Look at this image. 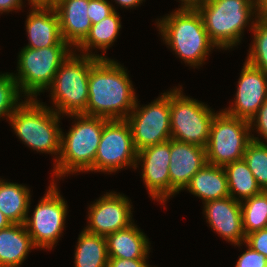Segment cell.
<instances>
[{
  "label": "cell",
  "instance_id": "obj_37",
  "mask_svg": "<svg viewBox=\"0 0 267 267\" xmlns=\"http://www.w3.org/2000/svg\"><path fill=\"white\" fill-rule=\"evenodd\" d=\"M180 9H197L203 5L207 0H180Z\"/></svg>",
  "mask_w": 267,
  "mask_h": 267
},
{
  "label": "cell",
  "instance_id": "obj_1",
  "mask_svg": "<svg viewBox=\"0 0 267 267\" xmlns=\"http://www.w3.org/2000/svg\"><path fill=\"white\" fill-rule=\"evenodd\" d=\"M137 101L127 70L110 58H99L88 79V104L84 115L109 120L126 119Z\"/></svg>",
  "mask_w": 267,
  "mask_h": 267
},
{
  "label": "cell",
  "instance_id": "obj_39",
  "mask_svg": "<svg viewBox=\"0 0 267 267\" xmlns=\"http://www.w3.org/2000/svg\"><path fill=\"white\" fill-rule=\"evenodd\" d=\"M257 14L260 17H267V0H256Z\"/></svg>",
  "mask_w": 267,
  "mask_h": 267
},
{
  "label": "cell",
  "instance_id": "obj_16",
  "mask_svg": "<svg viewBox=\"0 0 267 267\" xmlns=\"http://www.w3.org/2000/svg\"><path fill=\"white\" fill-rule=\"evenodd\" d=\"M204 204L203 213L211 229L234 246L245 243L242 227L241 204L232 197L210 200Z\"/></svg>",
  "mask_w": 267,
  "mask_h": 267
},
{
  "label": "cell",
  "instance_id": "obj_32",
  "mask_svg": "<svg viewBox=\"0 0 267 267\" xmlns=\"http://www.w3.org/2000/svg\"><path fill=\"white\" fill-rule=\"evenodd\" d=\"M249 123L251 127L250 129H252L253 131L254 129H257V133L260 135L261 138L263 137L265 141L259 137H254V134H252V132L251 139L257 142L267 144V99L263 102L261 107L258 109L257 114L249 121Z\"/></svg>",
  "mask_w": 267,
  "mask_h": 267
},
{
  "label": "cell",
  "instance_id": "obj_28",
  "mask_svg": "<svg viewBox=\"0 0 267 267\" xmlns=\"http://www.w3.org/2000/svg\"><path fill=\"white\" fill-rule=\"evenodd\" d=\"M250 26L254 38L245 61L267 73V17L258 16Z\"/></svg>",
  "mask_w": 267,
  "mask_h": 267
},
{
  "label": "cell",
  "instance_id": "obj_4",
  "mask_svg": "<svg viewBox=\"0 0 267 267\" xmlns=\"http://www.w3.org/2000/svg\"><path fill=\"white\" fill-rule=\"evenodd\" d=\"M60 115L35 98H26L10 116L15 134L29 148L55 155L57 162L61 152Z\"/></svg>",
  "mask_w": 267,
  "mask_h": 267
},
{
  "label": "cell",
  "instance_id": "obj_34",
  "mask_svg": "<svg viewBox=\"0 0 267 267\" xmlns=\"http://www.w3.org/2000/svg\"><path fill=\"white\" fill-rule=\"evenodd\" d=\"M245 243L267 258V228L248 234Z\"/></svg>",
  "mask_w": 267,
  "mask_h": 267
},
{
  "label": "cell",
  "instance_id": "obj_2",
  "mask_svg": "<svg viewBox=\"0 0 267 267\" xmlns=\"http://www.w3.org/2000/svg\"><path fill=\"white\" fill-rule=\"evenodd\" d=\"M156 25L167 47L191 67H200L216 47L197 9L178 8L158 19Z\"/></svg>",
  "mask_w": 267,
  "mask_h": 267
},
{
  "label": "cell",
  "instance_id": "obj_18",
  "mask_svg": "<svg viewBox=\"0 0 267 267\" xmlns=\"http://www.w3.org/2000/svg\"><path fill=\"white\" fill-rule=\"evenodd\" d=\"M25 26L29 41L24 46L26 48L69 45L62 38L59 16L54 6H31Z\"/></svg>",
  "mask_w": 267,
  "mask_h": 267
},
{
  "label": "cell",
  "instance_id": "obj_24",
  "mask_svg": "<svg viewBox=\"0 0 267 267\" xmlns=\"http://www.w3.org/2000/svg\"><path fill=\"white\" fill-rule=\"evenodd\" d=\"M121 27L122 25L119 13H117V10H115L111 15L102 19L97 24H92L88 35L75 48V51L76 49L77 51H82L80 52L82 55L95 56L97 58H107V56H101L99 54H95V52L93 54L91 51L97 48L106 52V50L112 46L117 39Z\"/></svg>",
  "mask_w": 267,
  "mask_h": 267
},
{
  "label": "cell",
  "instance_id": "obj_12",
  "mask_svg": "<svg viewBox=\"0 0 267 267\" xmlns=\"http://www.w3.org/2000/svg\"><path fill=\"white\" fill-rule=\"evenodd\" d=\"M137 151L126 119L108 120L95 155L94 172L110 174L125 167L136 168Z\"/></svg>",
  "mask_w": 267,
  "mask_h": 267
},
{
  "label": "cell",
  "instance_id": "obj_20",
  "mask_svg": "<svg viewBox=\"0 0 267 267\" xmlns=\"http://www.w3.org/2000/svg\"><path fill=\"white\" fill-rule=\"evenodd\" d=\"M108 258L148 259L150 242L135 225L106 236Z\"/></svg>",
  "mask_w": 267,
  "mask_h": 267
},
{
  "label": "cell",
  "instance_id": "obj_6",
  "mask_svg": "<svg viewBox=\"0 0 267 267\" xmlns=\"http://www.w3.org/2000/svg\"><path fill=\"white\" fill-rule=\"evenodd\" d=\"M73 51L60 65L50 90L54 111L61 115L84 114L88 104V79L91 66L99 59Z\"/></svg>",
  "mask_w": 267,
  "mask_h": 267
},
{
  "label": "cell",
  "instance_id": "obj_15",
  "mask_svg": "<svg viewBox=\"0 0 267 267\" xmlns=\"http://www.w3.org/2000/svg\"><path fill=\"white\" fill-rule=\"evenodd\" d=\"M237 85L235 101L223 111L250 121L267 99V73L245 61Z\"/></svg>",
  "mask_w": 267,
  "mask_h": 267
},
{
  "label": "cell",
  "instance_id": "obj_41",
  "mask_svg": "<svg viewBox=\"0 0 267 267\" xmlns=\"http://www.w3.org/2000/svg\"><path fill=\"white\" fill-rule=\"evenodd\" d=\"M11 224L10 220L0 211V230L9 227Z\"/></svg>",
  "mask_w": 267,
  "mask_h": 267
},
{
  "label": "cell",
  "instance_id": "obj_19",
  "mask_svg": "<svg viewBox=\"0 0 267 267\" xmlns=\"http://www.w3.org/2000/svg\"><path fill=\"white\" fill-rule=\"evenodd\" d=\"M88 5L89 0H57L54 5L62 38L73 49L85 39L92 26L87 14Z\"/></svg>",
  "mask_w": 267,
  "mask_h": 267
},
{
  "label": "cell",
  "instance_id": "obj_23",
  "mask_svg": "<svg viewBox=\"0 0 267 267\" xmlns=\"http://www.w3.org/2000/svg\"><path fill=\"white\" fill-rule=\"evenodd\" d=\"M31 194L25 185L0 179V211L12 224H25Z\"/></svg>",
  "mask_w": 267,
  "mask_h": 267
},
{
  "label": "cell",
  "instance_id": "obj_30",
  "mask_svg": "<svg viewBox=\"0 0 267 267\" xmlns=\"http://www.w3.org/2000/svg\"><path fill=\"white\" fill-rule=\"evenodd\" d=\"M22 93L19 90L18 83L14 79L12 73L0 74V118L10 116L23 103L20 97ZM20 100H22L20 102Z\"/></svg>",
  "mask_w": 267,
  "mask_h": 267
},
{
  "label": "cell",
  "instance_id": "obj_9",
  "mask_svg": "<svg viewBox=\"0 0 267 267\" xmlns=\"http://www.w3.org/2000/svg\"><path fill=\"white\" fill-rule=\"evenodd\" d=\"M249 121L221 110L216 112L210 127L206 146L207 163L224 167L242 160L251 139Z\"/></svg>",
  "mask_w": 267,
  "mask_h": 267
},
{
  "label": "cell",
  "instance_id": "obj_14",
  "mask_svg": "<svg viewBox=\"0 0 267 267\" xmlns=\"http://www.w3.org/2000/svg\"><path fill=\"white\" fill-rule=\"evenodd\" d=\"M142 163V180L149 196L164 203L170 199V140L137 152L136 168Z\"/></svg>",
  "mask_w": 267,
  "mask_h": 267
},
{
  "label": "cell",
  "instance_id": "obj_27",
  "mask_svg": "<svg viewBox=\"0 0 267 267\" xmlns=\"http://www.w3.org/2000/svg\"><path fill=\"white\" fill-rule=\"evenodd\" d=\"M241 204L242 227L245 236L267 228V191L245 199Z\"/></svg>",
  "mask_w": 267,
  "mask_h": 267
},
{
  "label": "cell",
  "instance_id": "obj_33",
  "mask_svg": "<svg viewBox=\"0 0 267 267\" xmlns=\"http://www.w3.org/2000/svg\"><path fill=\"white\" fill-rule=\"evenodd\" d=\"M247 250L243 252L236 262L235 267H267V258L262 253L254 251L244 243Z\"/></svg>",
  "mask_w": 267,
  "mask_h": 267
},
{
  "label": "cell",
  "instance_id": "obj_38",
  "mask_svg": "<svg viewBox=\"0 0 267 267\" xmlns=\"http://www.w3.org/2000/svg\"><path fill=\"white\" fill-rule=\"evenodd\" d=\"M116 4H119L120 7L122 6L123 8L131 9L139 6L142 1L144 0H114Z\"/></svg>",
  "mask_w": 267,
  "mask_h": 267
},
{
  "label": "cell",
  "instance_id": "obj_22",
  "mask_svg": "<svg viewBox=\"0 0 267 267\" xmlns=\"http://www.w3.org/2000/svg\"><path fill=\"white\" fill-rule=\"evenodd\" d=\"M205 203L230 196L224 167L206 163L185 188Z\"/></svg>",
  "mask_w": 267,
  "mask_h": 267
},
{
  "label": "cell",
  "instance_id": "obj_21",
  "mask_svg": "<svg viewBox=\"0 0 267 267\" xmlns=\"http://www.w3.org/2000/svg\"><path fill=\"white\" fill-rule=\"evenodd\" d=\"M37 247L25 224H11L0 230V267H20L31 249Z\"/></svg>",
  "mask_w": 267,
  "mask_h": 267
},
{
  "label": "cell",
  "instance_id": "obj_17",
  "mask_svg": "<svg viewBox=\"0 0 267 267\" xmlns=\"http://www.w3.org/2000/svg\"><path fill=\"white\" fill-rule=\"evenodd\" d=\"M206 163L205 148L170 139V197L185 190L193 175Z\"/></svg>",
  "mask_w": 267,
  "mask_h": 267
},
{
  "label": "cell",
  "instance_id": "obj_5",
  "mask_svg": "<svg viewBox=\"0 0 267 267\" xmlns=\"http://www.w3.org/2000/svg\"><path fill=\"white\" fill-rule=\"evenodd\" d=\"M197 10L210 40L225 50L241 43L244 28L258 17L256 0H207Z\"/></svg>",
  "mask_w": 267,
  "mask_h": 267
},
{
  "label": "cell",
  "instance_id": "obj_7",
  "mask_svg": "<svg viewBox=\"0 0 267 267\" xmlns=\"http://www.w3.org/2000/svg\"><path fill=\"white\" fill-rule=\"evenodd\" d=\"M70 45L42 49L23 47L18 54L17 71L12 73L24 98H35L52 84L60 65L73 52ZM27 96V97H26Z\"/></svg>",
  "mask_w": 267,
  "mask_h": 267
},
{
  "label": "cell",
  "instance_id": "obj_36",
  "mask_svg": "<svg viewBox=\"0 0 267 267\" xmlns=\"http://www.w3.org/2000/svg\"><path fill=\"white\" fill-rule=\"evenodd\" d=\"M22 0H0V14L21 9Z\"/></svg>",
  "mask_w": 267,
  "mask_h": 267
},
{
  "label": "cell",
  "instance_id": "obj_3",
  "mask_svg": "<svg viewBox=\"0 0 267 267\" xmlns=\"http://www.w3.org/2000/svg\"><path fill=\"white\" fill-rule=\"evenodd\" d=\"M69 117L76 120L68 133L61 131V152L56 164H53L57 180L66 174L94 171L103 126L109 120L84 114H72Z\"/></svg>",
  "mask_w": 267,
  "mask_h": 267
},
{
  "label": "cell",
  "instance_id": "obj_8",
  "mask_svg": "<svg viewBox=\"0 0 267 267\" xmlns=\"http://www.w3.org/2000/svg\"><path fill=\"white\" fill-rule=\"evenodd\" d=\"M182 90H170L171 139L206 148L216 113L207 104L183 95Z\"/></svg>",
  "mask_w": 267,
  "mask_h": 267
},
{
  "label": "cell",
  "instance_id": "obj_29",
  "mask_svg": "<svg viewBox=\"0 0 267 267\" xmlns=\"http://www.w3.org/2000/svg\"><path fill=\"white\" fill-rule=\"evenodd\" d=\"M255 180L267 191V144L251 140L243 156Z\"/></svg>",
  "mask_w": 267,
  "mask_h": 267
},
{
  "label": "cell",
  "instance_id": "obj_31",
  "mask_svg": "<svg viewBox=\"0 0 267 267\" xmlns=\"http://www.w3.org/2000/svg\"><path fill=\"white\" fill-rule=\"evenodd\" d=\"M115 10V7L108 0H89L87 14L91 24H97Z\"/></svg>",
  "mask_w": 267,
  "mask_h": 267
},
{
  "label": "cell",
  "instance_id": "obj_35",
  "mask_svg": "<svg viewBox=\"0 0 267 267\" xmlns=\"http://www.w3.org/2000/svg\"><path fill=\"white\" fill-rule=\"evenodd\" d=\"M147 259L108 258L107 267H150ZM152 267V266H151Z\"/></svg>",
  "mask_w": 267,
  "mask_h": 267
},
{
  "label": "cell",
  "instance_id": "obj_26",
  "mask_svg": "<svg viewBox=\"0 0 267 267\" xmlns=\"http://www.w3.org/2000/svg\"><path fill=\"white\" fill-rule=\"evenodd\" d=\"M224 169L230 197L236 201L242 202L263 191L244 159L229 163Z\"/></svg>",
  "mask_w": 267,
  "mask_h": 267
},
{
  "label": "cell",
  "instance_id": "obj_40",
  "mask_svg": "<svg viewBox=\"0 0 267 267\" xmlns=\"http://www.w3.org/2000/svg\"><path fill=\"white\" fill-rule=\"evenodd\" d=\"M31 6H54L57 0H27Z\"/></svg>",
  "mask_w": 267,
  "mask_h": 267
},
{
  "label": "cell",
  "instance_id": "obj_10",
  "mask_svg": "<svg viewBox=\"0 0 267 267\" xmlns=\"http://www.w3.org/2000/svg\"><path fill=\"white\" fill-rule=\"evenodd\" d=\"M39 201L31 217L27 216L25 226L35 246L42 250L52 249L58 243L65 227L68 205L58 191L55 180ZM44 248V249H43Z\"/></svg>",
  "mask_w": 267,
  "mask_h": 267
},
{
  "label": "cell",
  "instance_id": "obj_11",
  "mask_svg": "<svg viewBox=\"0 0 267 267\" xmlns=\"http://www.w3.org/2000/svg\"><path fill=\"white\" fill-rule=\"evenodd\" d=\"M136 104L128 121L136 151L171 139L170 91L164 92L148 105Z\"/></svg>",
  "mask_w": 267,
  "mask_h": 267
},
{
  "label": "cell",
  "instance_id": "obj_13",
  "mask_svg": "<svg viewBox=\"0 0 267 267\" xmlns=\"http://www.w3.org/2000/svg\"><path fill=\"white\" fill-rule=\"evenodd\" d=\"M131 200L124 194L107 192L100 196L88 211V225L85 231L91 234L107 236L118 230L125 229L132 223Z\"/></svg>",
  "mask_w": 267,
  "mask_h": 267
},
{
  "label": "cell",
  "instance_id": "obj_25",
  "mask_svg": "<svg viewBox=\"0 0 267 267\" xmlns=\"http://www.w3.org/2000/svg\"><path fill=\"white\" fill-rule=\"evenodd\" d=\"M75 267H107L106 237L81 231L74 253Z\"/></svg>",
  "mask_w": 267,
  "mask_h": 267
}]
</instances>
